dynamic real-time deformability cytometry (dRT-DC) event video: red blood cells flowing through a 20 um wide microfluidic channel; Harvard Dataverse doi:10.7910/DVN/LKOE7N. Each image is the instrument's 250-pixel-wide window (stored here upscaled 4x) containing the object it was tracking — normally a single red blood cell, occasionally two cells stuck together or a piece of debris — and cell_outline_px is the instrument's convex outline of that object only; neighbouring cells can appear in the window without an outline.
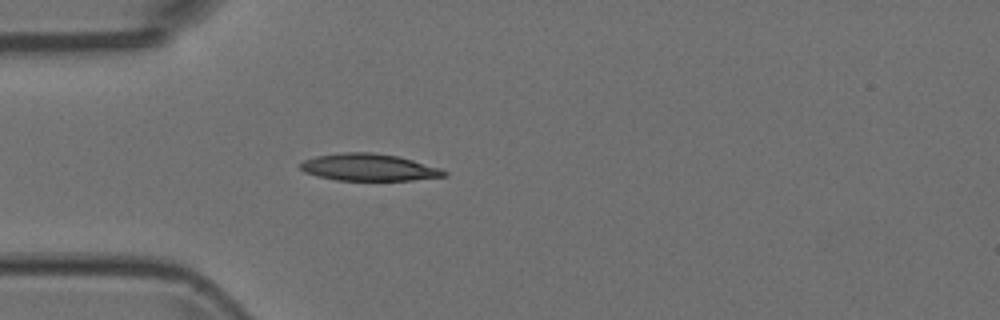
{"species": "Egyptian fruit bat (a non-hibernating species)", "species_latin": "Rousettus aegyptiacus", "temperature_condition": "room temperature", "stored_images_in_passage": 4, "camera_frame_rate_fps": 3000, "um_per_image_px": 0.085, "animal": {"sex": "female"}, "frame": {"image": 1, "passage_image": 4, "time_ms": 1.0, "image_size_px": [1000, 320], "cell_outline_px": [[448, 176], [412, 180], [336, 180], [304, 172], [300, 168], [300, 164], [304, 160], [316, 156], [344, 152], [372, 152], [400, 156], [440, 168], [448, 172]], "centroid_in_image_um": [31.39, 14.22], "position_along_channel_um": 53.6, "area_um2": 22.66}}